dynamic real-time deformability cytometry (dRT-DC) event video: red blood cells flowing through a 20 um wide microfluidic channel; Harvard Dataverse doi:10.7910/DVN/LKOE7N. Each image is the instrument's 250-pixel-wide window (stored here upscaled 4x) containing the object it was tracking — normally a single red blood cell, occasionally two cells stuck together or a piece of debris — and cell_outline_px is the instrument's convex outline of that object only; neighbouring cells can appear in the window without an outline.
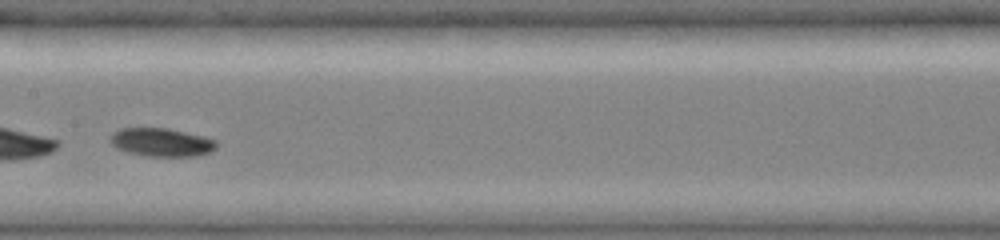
{"species": "common noctule bat (a hibernating species)", "species_latin": "Nyctalus noctula", "temperature_condition": "cold", "stored_images_in_passage": 37, "camera_frame_rate_fps": 3000, "um_per_image_px": 0.085, "animal": {"sex": "female", "body_mass_g": 19.0, "forearm_length_mm": 51.5}, "frame": {"image": 1, "passage_image": 20, "time_ms": 6.333, "image_size_px": [1000, 240], "cell_outline_px": [[216, 148], [208, 152], [196, 156], [148, 156], [128, 152], [116, 148], [108, 140], [112, 132], [120, 128], [168, 128], [204, 136], [216, 140]], "centroid_in_image_um": [13.69, 12.08], "position_along_channel_um": 193.7, "area_um2": 17.57}}
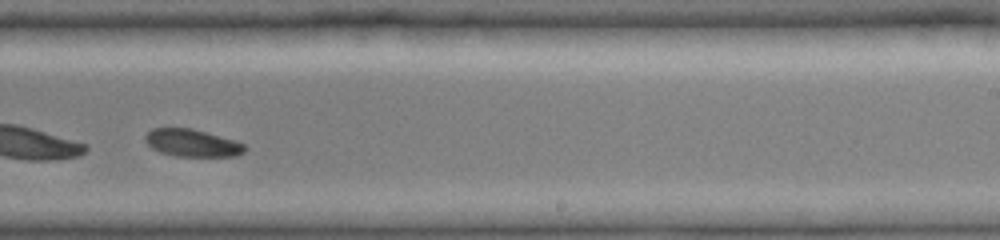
{"frame": {"image": 2, "passage_image": 26, "time_ms": 8.333, "image_size_px": [1000, 240], "cell_outline_px": [[248, 148], [244, 152], [236, 156], [176, 156], [160, 152], [152, 148], [144, 140], [144, 136], [152, 128], [192, 128], [236, 140], [244, 144]], "centroid_in_image_um": [16.35, 12.15], "position_along_channel_um": 272.6, "area_um2": 16.01}}
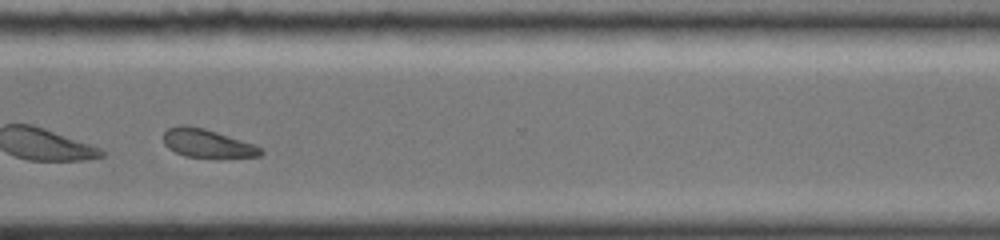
{"frame": {"image": 3, "passage_image": 32, "time_ms": 10.333, "image_size_px": [1000, 240], "cell_outline_px": [[264, 152], [260, 156], [184, 156], [168, 148], [164, 144], [164, 132], [168, 128], [180, 124], [188, 124], [204, 128], [252, 144], [260, 148]], "centroid_in_image_um": [17.53, 12.14], "position_along_channel_um": 353.1, "area_um2": 15.55}, "authors_computed_cell_mechanics": {"area_um2": 17.918, "velocity_mm_per_s": 3.971, "shape_relaxation_time_tau1_ms": 2.1137, "shape_relaxation_time_tau2_ms": null, "deformation_change_tau1": 0.0798, "deformation_change_tau2": null}}